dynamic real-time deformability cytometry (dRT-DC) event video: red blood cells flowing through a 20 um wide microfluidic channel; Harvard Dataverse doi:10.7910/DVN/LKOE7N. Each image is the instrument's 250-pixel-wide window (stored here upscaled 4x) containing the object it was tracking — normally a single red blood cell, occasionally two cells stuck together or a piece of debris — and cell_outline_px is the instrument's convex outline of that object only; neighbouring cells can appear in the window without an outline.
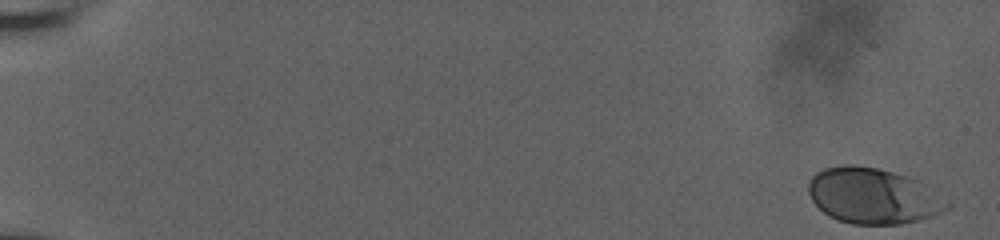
{"species": "human", "species_latin": "Homo sapiens", "temperature_condition": "room temperature", "stored_images_in_passage": 19, "camera_frame_rate_fps": 3000, "um_per_image_px": 0.085, "donor": {"sex": "male"}, "frame": {"image": 1, "passage_image": 1, "time_ms": 0.0, "image_size_px": [1000, 240], "cell_outline_px": [[952, 204], [948, 208], [940, 212], [916, 220], [900, 224], [852, 224], [836, 220], [828, 216], [812, 200], [808, 192], [808, 184], [812, 176], [816, 172], [824, 168], [848, 164], [852, 164], [876, 168], [892, 172], [916, 180]], "centroid_in_image_um": [74.14, 16.65], "position_along_channel_um": 10.9, "area_um2": 44.39}}
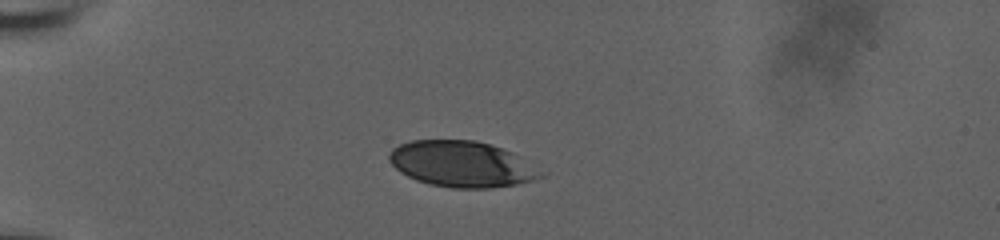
{"frame": {"image": 2, "passage_image": 14, "time_ms": 4.333, "image_size_px": [1000, 240], "cell_outline_px": [[544, 176], [532, 180], [516, 184], [492, 188], [452, 188], [428, 184], [416, 180], [400, 172], [388, 160], [388, 152], [392, 148], [400, 144], [412, 140], [476, 140], [512, 152], [544, 172]], "centroid_in_image_um": [39.22, 13.95], "position_along_channel_um": 45.8, "area_um2": 40.58}}
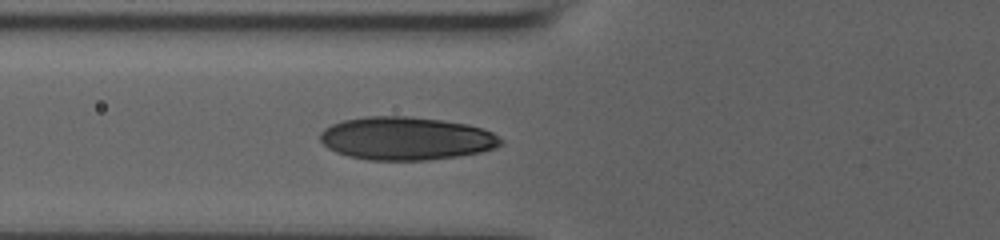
{"frame": {"image": 3, "passage_image": 19, "time_ms": 6.0, "image_size_px": [1000, 240], "cell_outline_px": [[504, 144], [496, 148], [480, 152], [460, 156], [428, 160], [368, 160], [348, 156], [336, 152], [328, 148], [320, 140], [320, 132], [324, 128], [332, 124], [344, 120], [364, 116], [408, 116], [440, 120], [468, 124], [492, 132], [500, 136], [504, 140]], "centroid_in_image_um": [34.55, 11.77], "position_along_channel_um": 91.3, "area_um2": 45.66}}